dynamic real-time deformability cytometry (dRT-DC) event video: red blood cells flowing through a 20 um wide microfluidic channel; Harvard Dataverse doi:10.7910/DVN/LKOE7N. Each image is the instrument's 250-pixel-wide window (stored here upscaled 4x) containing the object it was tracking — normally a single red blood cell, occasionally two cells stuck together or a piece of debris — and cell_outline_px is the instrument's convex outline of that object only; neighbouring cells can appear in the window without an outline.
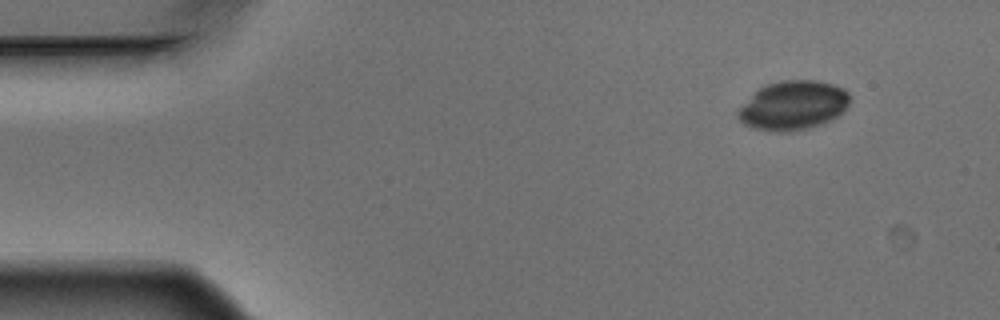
{"species": "Egyptian fruit bat (a non-hibernating species)", "species_latin": "Rousettus aegyptiacus", "temperature_condition": "warm", "stored_images_in_passage": 4, "camera_frame_rate_fps": 3000, "um_per_image_px": 0.085, "animal": {"sex": "male"}, "frame": {"image": 1, "passage_image": 1, "time_ms": 0.0, "image_size_px": [1000, 320], "cell_outline_px": [[848, 104], [844, 112], [820, 124], [808, 128], [788, 132], [776, 132], [756, 128], [744, 124], [736, 116], [736, 112], [760, 88], [768, 84], [784, 80], [816, 80], [832, 84], [844, 88], [848, 92]], "centroid_in_image_um": [67.43, 8.96], "position_along_channel_um": 17.6, "area_um2": 31.56}}
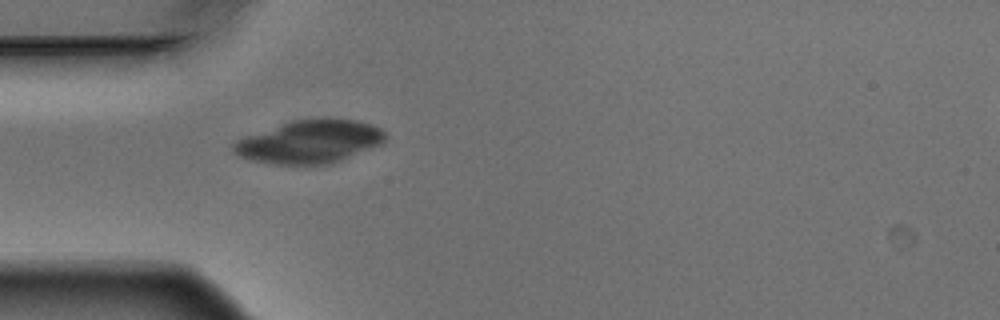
{"frame": {"image": 2, "passage_image": 4, "time_ms": 1.0, "image_size_px": [1000, 320], "cell_outline_px": [[384, 140], [380, 144], [332, 164], [272, 164], [252, 160], [240, 156], [232, 152], [232, 144], [248, 136], [292, 120], [328, 116], [356, 120], [372, 124], [380, 128], [384, 132]], "centroid_in_image_um": [26.36, 12.02], "position_along_channel_um": 58.6, "area_um2": 38.03}}